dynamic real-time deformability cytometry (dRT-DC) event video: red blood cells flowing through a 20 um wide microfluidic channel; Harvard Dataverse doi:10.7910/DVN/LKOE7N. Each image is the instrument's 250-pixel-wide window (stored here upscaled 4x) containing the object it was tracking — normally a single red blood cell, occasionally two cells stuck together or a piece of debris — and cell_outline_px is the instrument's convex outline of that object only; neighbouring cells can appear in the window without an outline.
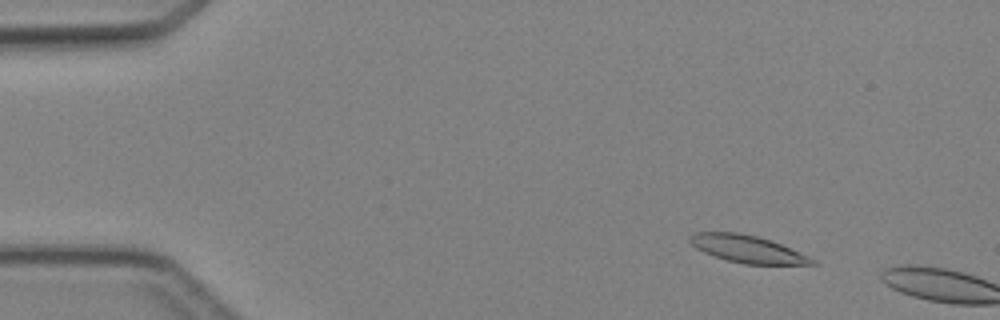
{"species": "Egyptian fruit bat (a non-hibernating species)", "species_latin": "Rousettus aegyptiacus", "temperature_condition": "cold", "stored_images_in_passage": 4, "camera_frame_rate_fps": 3000, "um_per_image_px": 0.085, "animal": {"sex": "female"}, "frame": {"image": 1, "passage_image": 2, "time_ms": 1.0, "image_size_px": [1000, 320], "cell_outline_px": [[820, 264], [744, 264], [728, 260], [704, 252], [696, 248], [688, 240], [688, 236], [696, 232], [736, 232], [756, 236], [780, 244], [808, 256], [816, 260]], "centroid_in_image_um": [63.51, 21.16], "position_along_channel_um": 21.5, "area_um2": 19.13}}